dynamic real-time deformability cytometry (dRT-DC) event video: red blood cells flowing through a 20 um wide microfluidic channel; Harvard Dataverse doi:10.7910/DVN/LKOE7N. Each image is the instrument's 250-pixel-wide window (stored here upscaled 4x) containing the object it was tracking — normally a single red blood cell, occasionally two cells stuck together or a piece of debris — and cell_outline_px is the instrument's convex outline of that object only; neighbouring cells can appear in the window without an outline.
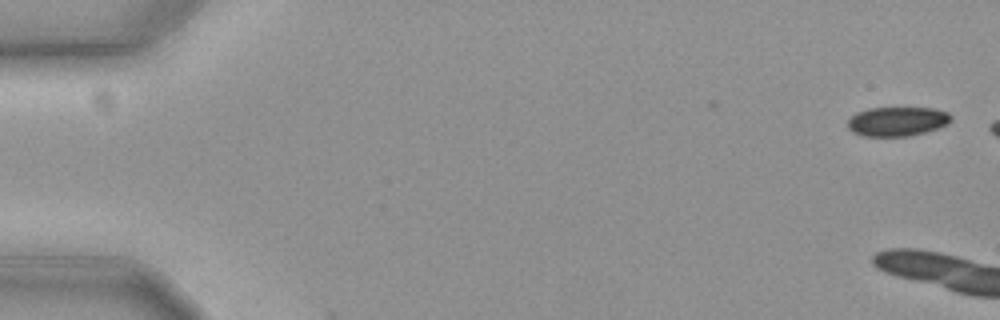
{"species": "common noctule bat (a hibernating species)", "species_latin": "Nyctalus noctula", "temperature_condition": "cold", "stored_images_in_passage": 2, "camera_frame_rate_fps": 3000, "um_per_image_px": 0.085, "animal": {"sex": "female", "body_mass_g": 19.3, "forearm_length_mm": 54.1}, "frame": {"image": 1, "passage_image": 1, "time_ms": 0.0, "image_size_px": [1000, 320], "cell_outline_px": [[952, 120], [948, 124], [912, 136], [864, 136], [852, 132], [848, 128], [848, 120], [856, 112], [868, 108], [932, 108], [948, 112], [952, 116]], "centroid_in_image_um": [76.26, 10.32], "position_along_channel_um": 8.7, "area_um2": 17.69}}